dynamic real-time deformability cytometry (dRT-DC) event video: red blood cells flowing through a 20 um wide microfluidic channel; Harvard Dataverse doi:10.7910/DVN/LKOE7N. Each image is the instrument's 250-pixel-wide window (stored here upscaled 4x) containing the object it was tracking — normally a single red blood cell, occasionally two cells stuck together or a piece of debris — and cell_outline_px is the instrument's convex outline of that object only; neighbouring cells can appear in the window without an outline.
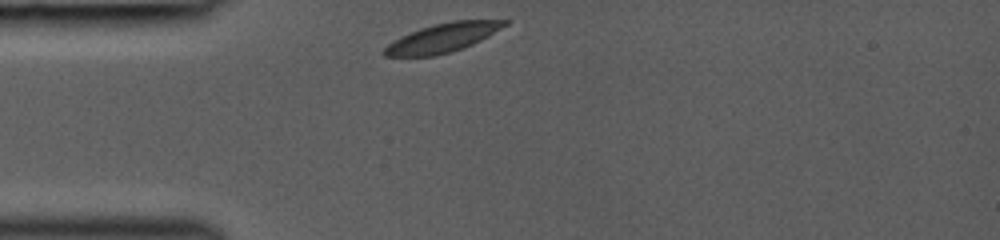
{"species": "common noctule bat (a hibernating species)", "species_latin": "Nyctalus noctula", "temperature_condition": "room temperature", "stored_images_in_passage": 28, "camera_frame_rate_fps": 3000, "um_per_image_px": 0.085, "animal": {"sex": "female", "body_mass_g": 19.0, "forearm_length_mm": 53.3}, "frame": {"image": 1, "passage_image": 1, "time_ms": 0.0, "image_size_px": [1000, 240], "cell_outline_px": [[512, 20], [508, 24], [488, 36], [464, 48], [452, 52], [436, 56], [384, 56], [380, 52], [392, 40], [420, 28], [452, 20]], "centroid_in_image_um": [37.61, 3.22], "position_along_channel_um": 47.4, "area_um2": 20.35}}
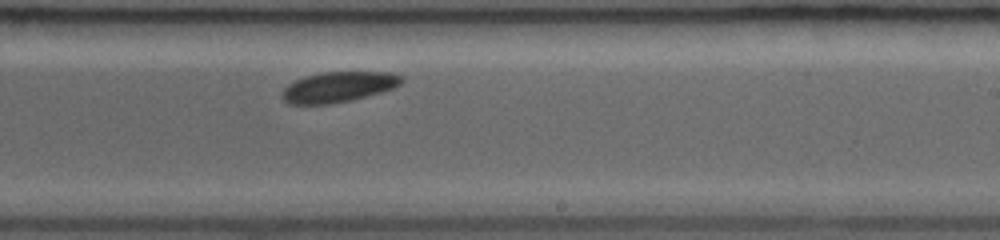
{"frame": {"image": 2, "passage_image": 17, "time_ms": 5.333, "image_size_px": [1000, 240], "cell_outline_px": [[404, 80], [400, 84], [392, 88], [380, 92], [332, 104], [288, 104], [284, 100], [284, 88], [288, 84], [304, 76], [320, 72], [388, 72], [404, 76]], "centroid_in_image_um": [28.77, 7.37], "position_along_channel_um": 260.2, "area_um2": 20.92}}
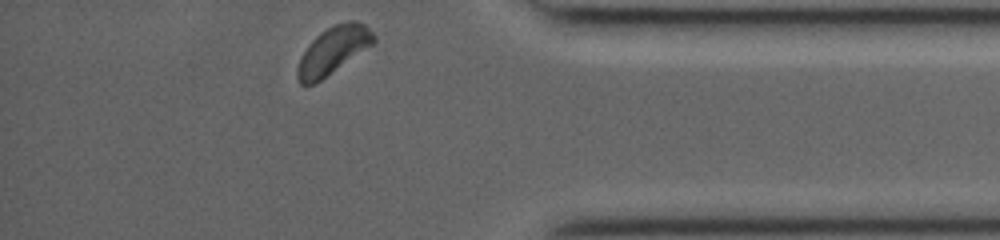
{"frame": {"image": 3, "passage_image": 28, "time_ms": 9.0, "image_size_px": [1000, 240], "cell_outline_px": [[376, 44], [316, 84], [300, 84], [296, 76], [296, 68], [300, 56], [308, 44], [320, 32], [336, 24], [348, 20], [356, 20], [364, 24], [376, 36]], "centroid_in_image_um": [28.34, 4.3], "position_along_channel_um": 406.9, "area_um2": 21.62}}